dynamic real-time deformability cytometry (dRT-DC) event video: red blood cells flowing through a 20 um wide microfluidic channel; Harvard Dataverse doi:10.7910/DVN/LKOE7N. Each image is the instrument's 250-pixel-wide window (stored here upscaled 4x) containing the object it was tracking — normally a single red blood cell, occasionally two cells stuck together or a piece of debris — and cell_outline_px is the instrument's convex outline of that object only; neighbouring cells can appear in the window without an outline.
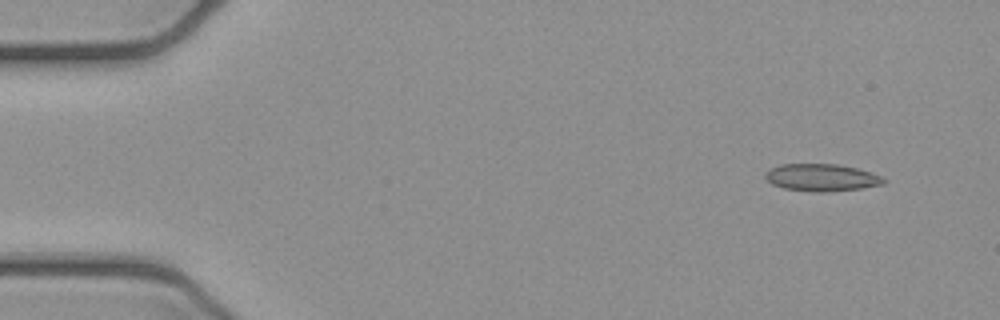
{"species": "common noctule bat (a hibernating species)", "species_latin": "Nyctalus noctula", "temperature_condition": "cold", "stored_images_in_passage": 4, "camera_frame_rate_fps": 3000, "um_per_image_px": 0.085, "animal": {"sex": "female", "body_mass_g": 21.9}, "frame": {"image": 1, "passage_image": 1, "time_ms": 0.0, "image_size_px": [1000, 320], "cell_outline_px": [[888, 180], [884, 184], [860, 188], [824, 192], [812, 192], [784, 188], [772, 184], [764, 176], [764, 172], [780, 164], [836, 164], [856, 168], [880, 176]], "centroid_in_image_um": [69.81, 15.09], "position_along_channel_um": 15.2, "area_um2": 18.67}}
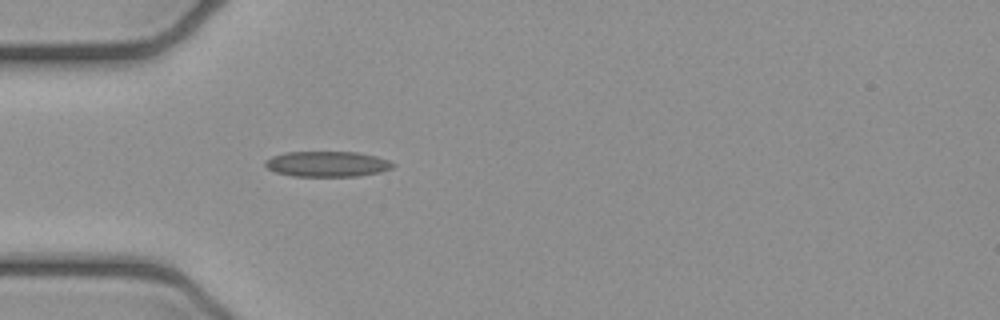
{"frame": {"image": 2, "passage_image": 4, "time_ms": 1.0, "image_size_px": [1000, 320], "cell_outline_px": [[396, 164], [392, 168], [380, 172], [356, 176], [292, 176], [276, 172], [268, 168], [264, 164], [264, 160], [272, 156], [284, 152], [360, 152], [376, 156], [388, 160]], "centroid_in_image_um": [27.81, 13.93], "position_along_channel_um": 57.2, "area_um2": 19.02}}